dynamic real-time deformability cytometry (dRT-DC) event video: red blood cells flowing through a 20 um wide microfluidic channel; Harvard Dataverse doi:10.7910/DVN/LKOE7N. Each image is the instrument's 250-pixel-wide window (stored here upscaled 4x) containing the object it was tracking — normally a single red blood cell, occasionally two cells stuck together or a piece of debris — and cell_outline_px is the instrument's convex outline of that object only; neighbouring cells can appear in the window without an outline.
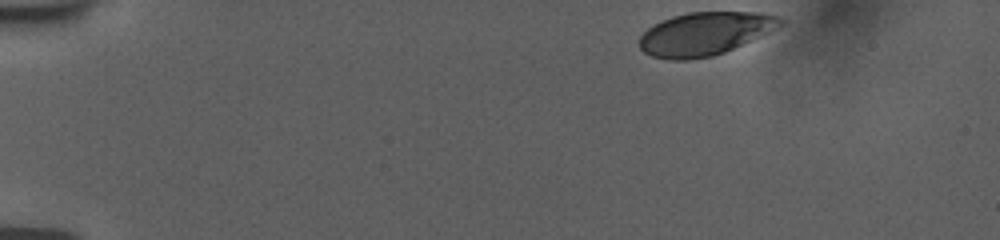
{"species": "human", "species_latin": "Homo sapiens", "temperature_condition": "room temperature", "stored_images_in_passage": 41, "camera_frame_rate_fps": 3000, "um_per_image_px": 0.085, "donor": {"sex": "female"}, "frame": {"image": 1, "passage_image": 1, "time_ms": 0.0, "image_size_px": [1000, 240], "cell_outline_px": [[788, 20], [784, 24], [768, 32], [724, 52], [712, 56], [688, 60], [668, 60], [652, 56], [644, 52], [640, 48], [640, 36], [648, 28], [672, 16], [688, 12], [760, 12], [780, 16]], "centroid_in_image_um": [59.94, 2.86], "position_along_channel_um": 25.1, "area_um2": 35.32}}
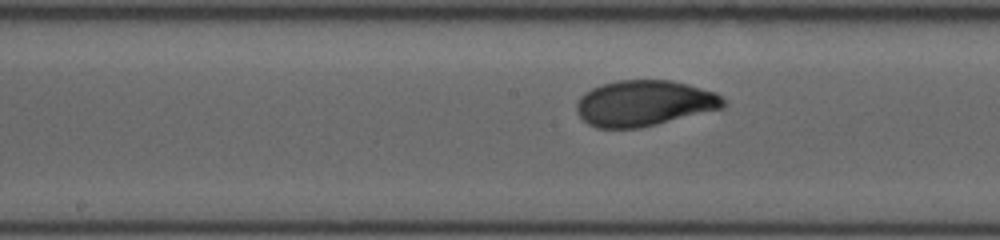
{"frame": {"image": 2, "passage_image": 23, "time_ms": 7.333, "image_size_px": [1000, 240], "cell_outline_px": [[728, 104], [724, 108], [640, 128], [596, 128], [588, 124], [580, 116], [576, 108], [576, 104], [580, 96], [584, 92], [600, 84], [616, 80], [672, 80], [688, 84], [716, 92]], "centroid_in_image_um": [54.76, 8.77], "position_along_channel_um": 193.4, "area_um2": 39.42}}
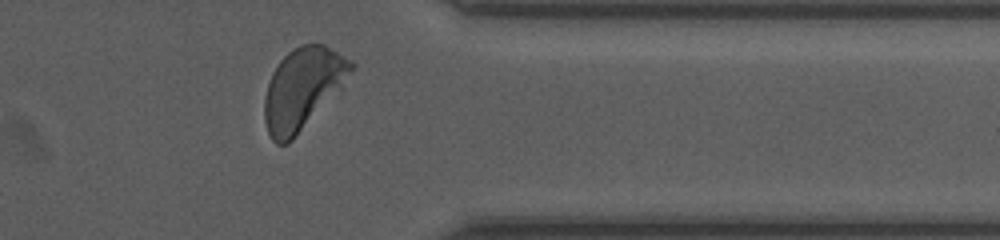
{"frame": {"image": 3, "passage_image": 39, "time_ms": 12.667, "image_size_px": [1000, 240], "cell_outline_px": [[356, 64], [340, 88], [292, 140], [288, 144], [276, 144], [272, 140], [268, 132], [264, 120], [264, 96], [272, 72], [280, 60], [292, 48], [300, 44], [324, 44]], "centroid_in_image_um": [25.68, 7.52], "position_along_channel_um": 385.7, "area_um2": 40.46}, "authors_computed_cell_mechanics": {"area_um2": 38.6682, "velocity_mm_per_s": 3.7252, "shape_relaxation_time_tau1_ms": 2.6236, "shape_relaxation_time_tau2_ms": null, "deformation_change_tau1": 0.1516, "deformation_change_tau2": null}}